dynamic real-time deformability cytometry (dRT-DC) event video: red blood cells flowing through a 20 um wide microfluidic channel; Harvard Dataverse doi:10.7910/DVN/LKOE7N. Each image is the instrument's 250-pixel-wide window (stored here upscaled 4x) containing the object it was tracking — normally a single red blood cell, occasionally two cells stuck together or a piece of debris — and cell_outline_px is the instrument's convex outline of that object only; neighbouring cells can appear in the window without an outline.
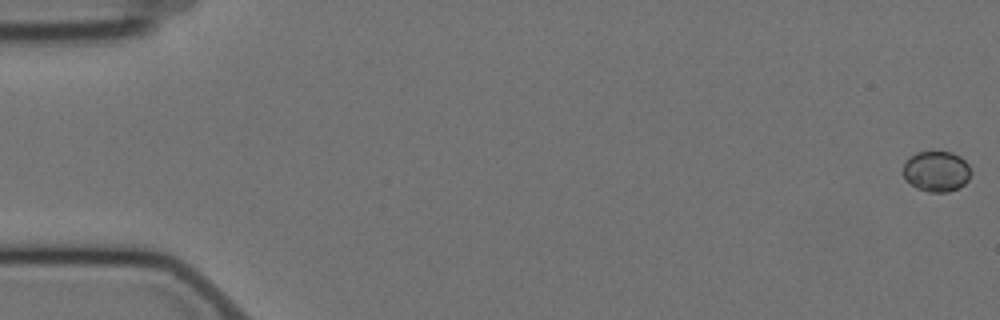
{"species": "Egyptian fruit bat (a non-hibernating species)", "species_latin": "Rousettus aegyptiacus", "temperature_condition": "cold", "stored_images_in_passage": 6, "camera_frame_rate_fps": 3000, "um_per_image_px": 0.085, "animal": {"sex": "female"}, "frame": {"image": 1, "passage_image": 1, "time_ms": 0.0, "image_size_px": [1000, 320], "cell_outline_px": [[968, 180], [960, 188], [948, 192], [928, 192], [916, 188], [904, 176], [904, 164], [916, 152], [952, 152], [960, 156], [968, 164]], "centroid_in_image_um": [79.61, 14.57], "position_along_channel_um": 5.4, "area_um2": 15.72}}
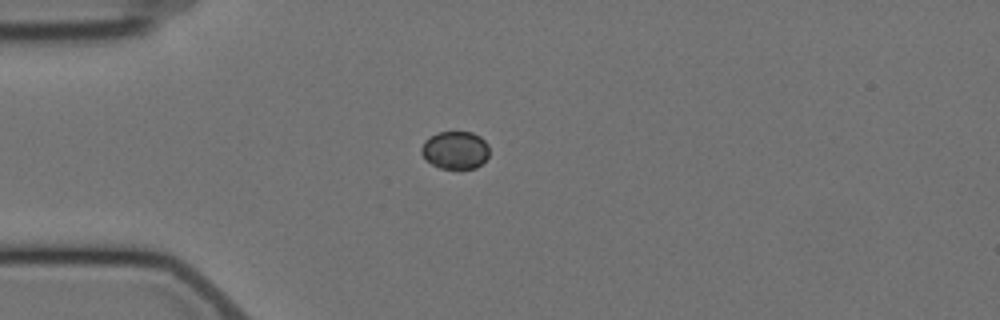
{"frame": {"image": 2, "passage_image": 5, "time_ms": 5.0, "image_size_px": [1000, 320], "cell_outline_px": [[488, 156], [476, 168], [440, 168], [424, 160], [420, 152], [420, 148], [424, 140], [436, 132], [472, 132], [480, 136], [488, 144]], "centroid_in_image_um": [38.65, 12.75], "position_along_channel_um": 46.4, "area_um2": 15.09}}